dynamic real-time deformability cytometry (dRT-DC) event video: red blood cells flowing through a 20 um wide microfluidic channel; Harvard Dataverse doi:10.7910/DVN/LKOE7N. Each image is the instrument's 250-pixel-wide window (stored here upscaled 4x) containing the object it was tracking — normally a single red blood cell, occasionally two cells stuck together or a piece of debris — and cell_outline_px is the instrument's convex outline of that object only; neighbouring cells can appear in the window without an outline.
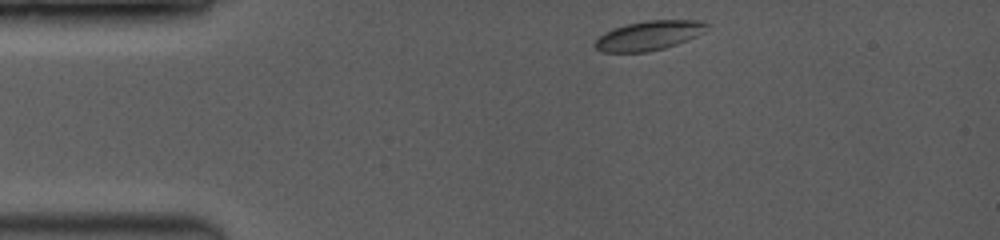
{"species": "common noctule bat (a hibernating species)", "species_latin": "Nyctalus noctula", "temperature_condition": "room temperature", "stored_images_in_passage": 9, "camera_frame_rate_fps": 3500, "um_per_image_px": 0.085, "animal": {"sex": "female", "body_mass_g": 19.0, "forearm_length_mm": 53.3}, "frame": {"image": 1, "passage_image": 1, "time_ms": 0.0, "image_size_px": [1000, 240], "cell_outline_px": [[708, 24], [704, 32], [688, 40], [664, 48], [648, 52], [600, 52], [596, 48], [596, 40], [600, 36], [616, 28], [628, 24], [648, 20], [696, 20]], "centroid_in_image_um": [55.18, 3.03], "position_along_channel_um": 29.8, "area_um2": 18.79}}
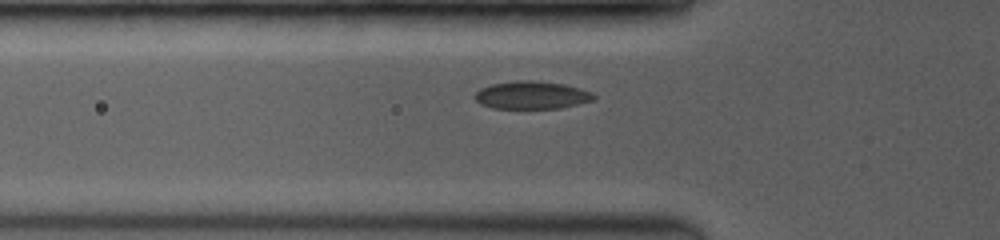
{"frame": {"image": 2, "passage_image": 6, "time_ms": 2.571, "image_size_px": [1000, 240], "cell_outline_px": [[596, 96], [592, 100], [560, 108], [492, 108], [480, 104], [476, 100], [476, 92], [480, 88], [492, 84], [516, 80], [536, 80], [564, 84], [580, 88], [592, 92]], "centroid_in_image_um": [45.19, 8.07], "position_along_channel_um": 80.6, "area_um2": 19.19}}
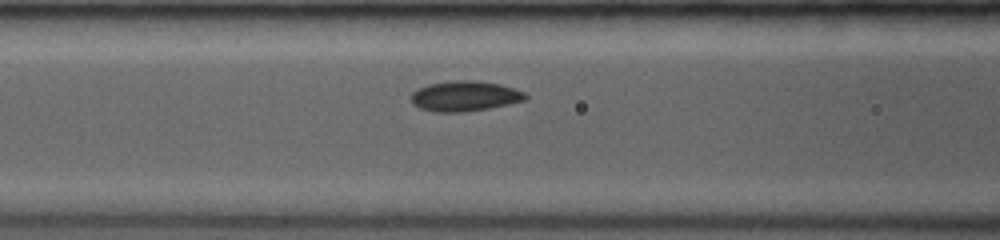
{"frame": {"image": 3, "passage_image": 8, "time_ms": 3.714, "image_size_px": [1000, 240], "cell_outline_px": [[528, 96], [524, 100], [508, 104], [488, 108], [464, 112], [436, 112], [420, 108], [412, 104], [412, 92], [428, 84], [456, 80], [476, 80], [500, 84], [524, 92]], "centroid_in_image_um": [39.5, 8.17], "position_along_channel_um": 127.1, "area_um2": 20.0}}